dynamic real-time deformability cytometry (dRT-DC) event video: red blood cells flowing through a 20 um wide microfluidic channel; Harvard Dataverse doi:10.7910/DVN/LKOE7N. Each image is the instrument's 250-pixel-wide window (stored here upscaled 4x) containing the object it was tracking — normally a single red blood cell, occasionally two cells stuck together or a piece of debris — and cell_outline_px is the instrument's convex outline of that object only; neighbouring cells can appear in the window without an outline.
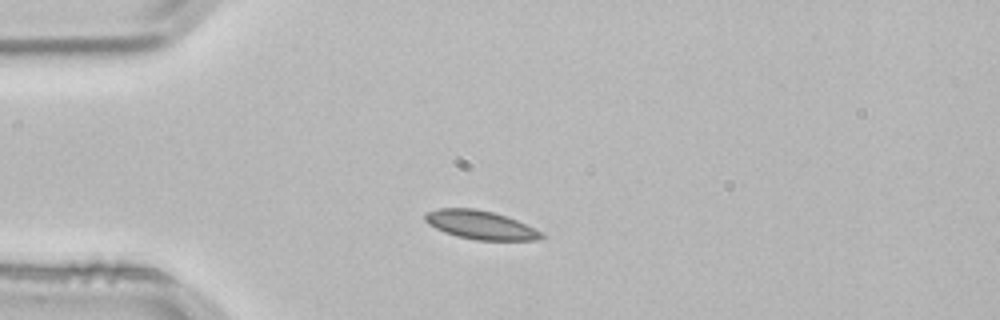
{"species": "common noctule bat (a hibernating species)", "species_latin": "Nyctalus noctula", "temperature_condition": "room temperature", "stored_images_in_passage": 2, "camera_frame_rate_fps": 3000, "um_per_image_px": 0.085, "animal": {"sex": "male", "body_mass_g": 21.5, "forearm_length_mm": 52.0}, "frame": {"image": 1, "passage_image": 1, "time_ms": 0.0, "image_size_px": [1000, 320], "cell_outline_px": [[544, 236], [540, 240], [476, 240], [456, 236], [444, 232], [428, 224], [424, 220], [424, 212], [436, 208], [476, 208], [492, 212], [516, 220], [544, 232]], "centroid_in_image_um": [40.81, 19.12], "position_along_channel_um": 44.2, "area_um2": 19.54}}